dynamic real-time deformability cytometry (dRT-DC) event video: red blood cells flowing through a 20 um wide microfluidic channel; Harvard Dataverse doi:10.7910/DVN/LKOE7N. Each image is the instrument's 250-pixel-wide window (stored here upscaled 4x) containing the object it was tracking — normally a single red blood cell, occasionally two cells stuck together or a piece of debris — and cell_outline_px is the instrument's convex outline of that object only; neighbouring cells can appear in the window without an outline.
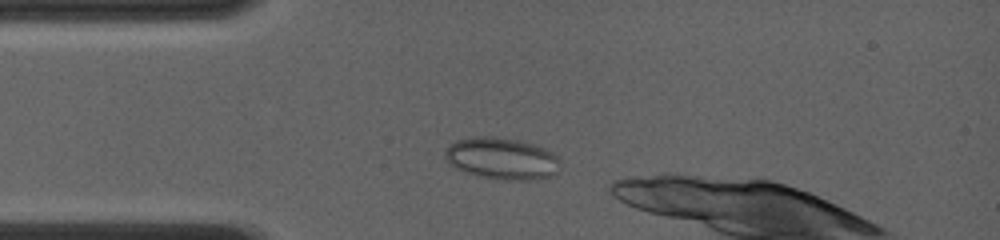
{"species": "common noctule bat (a hibernating species)", "species_latin": "Nyctalus noctula", "temperature_condition": "room temperature", "stored_images_in_passage": 47, "camera_frame_rate_fps": 4000, "um_per_image_px": 0.085, "animal": {"sex": "female", "body_mass_g": 19.0, "forearm_length_mm": 56.7}, "frame": {"image": 1, "passage_image": 2, "time_ms": 0.25, "image_size_px": [1000, 240], "cell_outline_px": [[560, 160], [556, 172], [552, 176], [536, 180], [504, 180], [476, 176], [456, 168], [444, 156], [444, 152], [456, 140], [468, 136], [496, 136], [516, 140], [532, 144], [544, 148], [552, 152]], "centroid_in_image_um": [42.65, 13.48], "position_along_channel_um": 42.3, "area_um2": 28.09}}
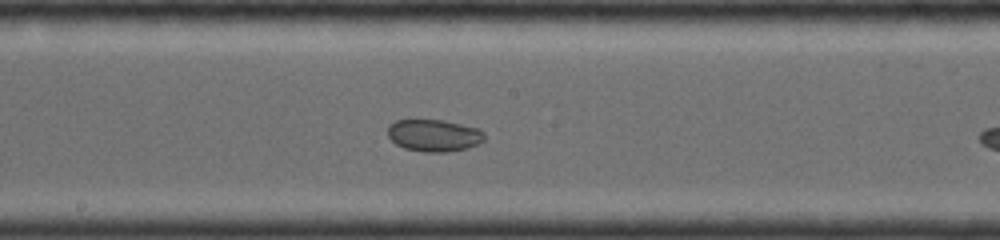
{"frame": {"image": 2, "passage_image": 20, "time_ms": 4.75, "image_size_px": [1000, 240], "cell_outline_px": [[484, 140], [468, 148], [444, 152], [424, 152], [404, 148], [396, 144], [388, 136], [388, 124], [396, 120], [444, 120], [480, 128], [484, 132]], "centroid_in_image_um": [36.89, 11.5], "position_along_channel_um": 211.3, "area_um2": 18.15}}
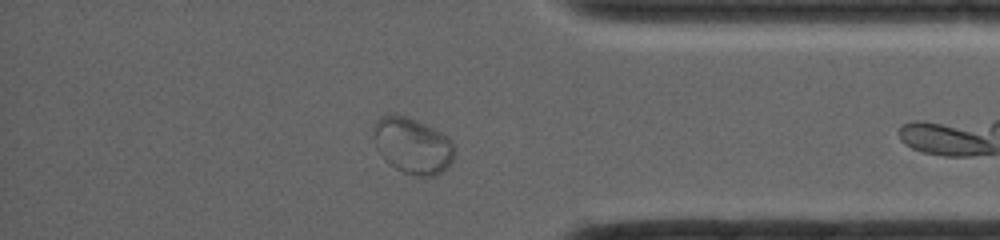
{"frame": {"image": 3, "passage_image": 39, "time_ms": 9.5, "image_size_px": [1000, 240], "cell_outline_px": [[452, 160], [448, 168], [436, 176], [420, 176], [404, 172], [388, 164], [384, 160], [376, 148], [372, 136], [372, 124], [380, 116], [388, 112], [396, 112], [416, 120], [448, 136], [452, 140]], "centroid_in_image_um": [34.99, 12.34], "position_along_channel_um": 400.2, "area_um2": 26.88}}